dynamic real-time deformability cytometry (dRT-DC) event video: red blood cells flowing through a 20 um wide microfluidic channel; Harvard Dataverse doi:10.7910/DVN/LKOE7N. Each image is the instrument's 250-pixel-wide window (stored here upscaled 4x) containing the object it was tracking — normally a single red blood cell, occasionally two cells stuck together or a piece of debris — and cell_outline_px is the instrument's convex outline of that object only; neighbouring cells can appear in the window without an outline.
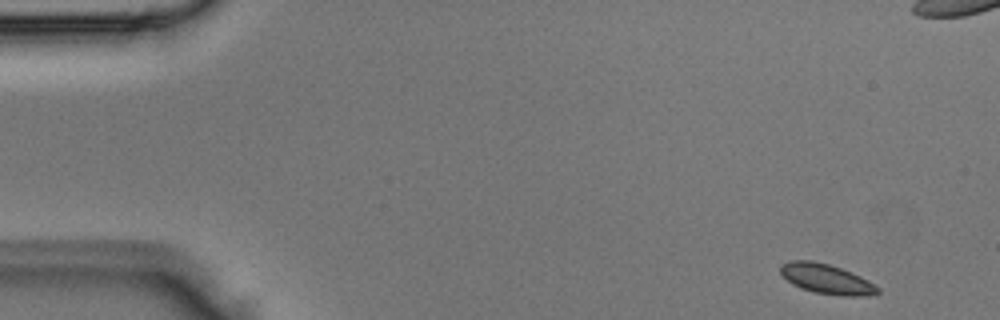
{"species": "Egyptian fruit bat (a non-hibernating species)", "species_latin": "Rousettus aegyptiacus", "temperature_condition": "room temperature", "stored_images_in_passage": 5, "camera_frame_rate_fps": 3000, "um_per_image_px": 0.085, "animal": {"sex": "male"}, "frame": {"image": 1, "passage_image": 1, "time_ms": 0.0, "image_size_px": [1000, 320], "cell_outline_px": [[880, 292], [872, 296], [840, 296], [816, 292], [800, 288], [792, 284], [780, 272], [780, 264], [792, 260], [812, 260], [828, 264], [840, 268], [860, 276], [868, 280], [880, 288]], "centroid_in_image_um": [70.27, 23.72], "position_along_channel_um": 14.7, "area_um2": 16.94}}
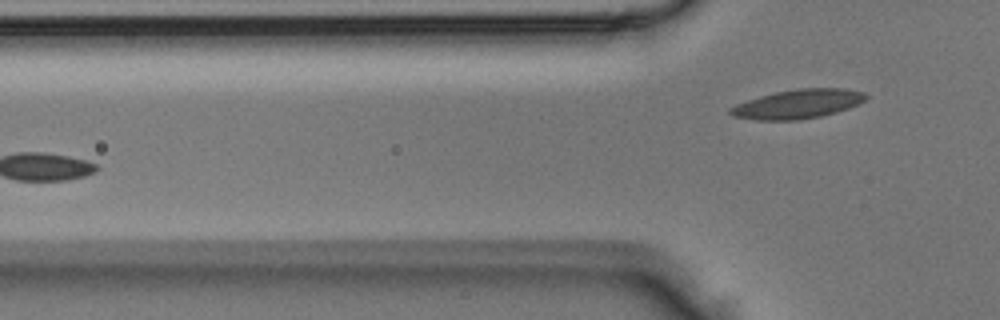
{"frame": {"image": 2, "passage_image": 5, "time_ms": 1.333, "image_size_px": [1000, 320], "cell_outline_px": [[868, 96], [864, 100], [848, 108], [836, 112], [820, 116], [796, 120], [756, 120], [732, 116], [728, 112], [728, 108], [736, 104], [760, 96], [776, 92], [796, 88], [844, 88], [864, 92]], "centroid_in_image_um": [67.79, 8.84], "position_along_channel_um": 58.0, "area_um2": 22.89}}